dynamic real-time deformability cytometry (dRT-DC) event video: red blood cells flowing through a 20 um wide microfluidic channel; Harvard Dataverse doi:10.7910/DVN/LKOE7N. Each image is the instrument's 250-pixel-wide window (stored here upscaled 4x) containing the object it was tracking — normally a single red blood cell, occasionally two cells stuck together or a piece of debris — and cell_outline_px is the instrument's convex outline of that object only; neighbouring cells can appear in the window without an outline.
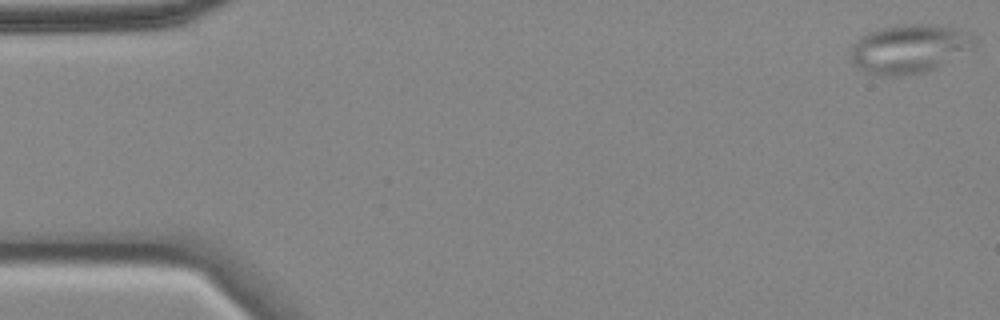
{"species": "common noctule bat (a hibernating species)", "species_latin": "Nyctalus noctula", "temperature_condition": "cold", "stored_images_in_passage": 57, "camera_frame_rate_fps": 3000, "um_per_image_px": 0.085, "animal": {"sex": "female", "body_mass_g": 18.4}, "frame": {"image": 1, "passage_image": 1, "time_ms": 0.0, "image_size_px": [1000, 320], "cell_outline_px": [[976, 40], [968, 48], [944, 64], [936, 68], [924, 72], [900, 76], [880, 76], [864, 72], [852, 64], [848, 52], [856, 40], [868, 32], [880, 28], [904, 24], [932, 24], [960, 28], [976, 36]], "centroid_in_image_um": [77.21, 4.14], "position_along_channel_um": 7.8, "area_um2": 35.37}}
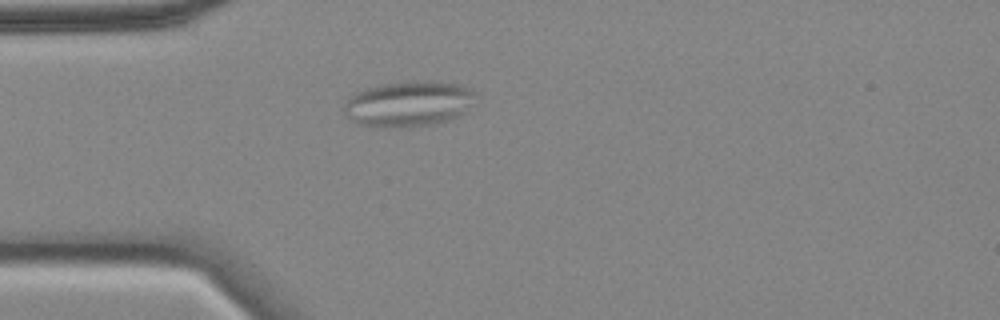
{"frame": {"image": 2, "passage_image": 15, "time_ms": 4.667, "image_size_px": [1000, 320], "cell_outline_px": [[480, 104], [452, 120], [436, 124], [408, 128], [380, 128], [356, 124], [340, 108], [356, 92], [368, 88], [384, 84], [460, 84], [472, 88], [480, 96]], "centroid_in_image_um": [34.84, 8.91], "position_along_channel_um": 50.2, "area_um2": 35.2}}
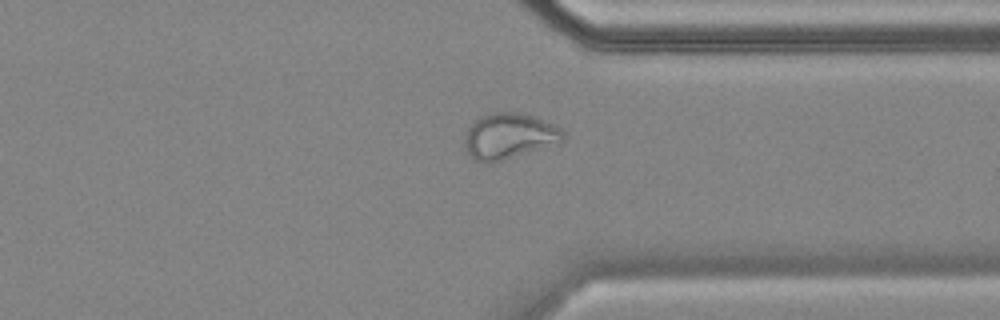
{"frame": {"image": 3, "passage_image": 43, "time_ms": 14.0, "image_size_px": [1000, 320], "cell_outline_px": [[564, 140], [560, 144], [504, 160], [472, 160], [464, 148], [464, 140], [468, 128], [480, 116], [492, 112], [516, 112], [532, 116], [552, 124], [560, 128], [564, 132]], "centroid_in_image_um": [43.29, 11.57], "position_along_channel_um": 368.1, "area_um2": 26.18}, "authors_computed_cell_mechanics": {"area_um2": 28.2064, "velocity_mm_per_s": 3.5086, "shape_relaxation_time_tau1_ms": null, "shape_relaxation_time_tau2_ms": 3.8794, "deformation_change_tau1": null, "deformation_change_tau2": 0.0919}}